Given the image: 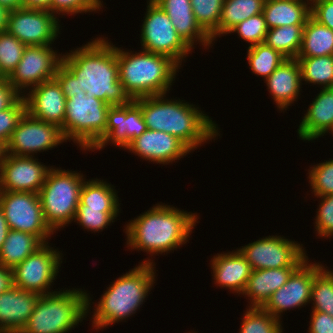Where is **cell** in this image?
Listing matches in <instances>:
<instances>
[{"instance_id":"obj_26","label":"cell","mask_w":333,"mask_h":333,"mask_svg":"<svg viewBox=\"0 0 333 333\" xmlns=\"http://www.w3.org/2000/svg\"><path fill=\"white\" fill-rule=\"evenodd\" d=\"M298 267L252 270L243 295L250 297V307L262 308L272 294L282 287Z\"/></svg>"},{"instance_id":"obj_21","label":"cell","mask_w":333,"mask_h":333,"mask_svg":"<svg viewBox=\"0 0 333 333\" xmlns=\"http://www.w3.org/2000/svg\"><path fill=\"white\" fill-rule=\"evenodd\" d=\"M39 294L12 285L0 294V333H20L35 309Z\"/></svg>"},{"instance_id":"obj_12","label":"cell","mask_w":333,"mask_h":333,"mask_svg":"<svg viewBox=\"0 0 333 333\" xmlns=\"http://www.w3.org/2000/svg\"><path fill=\"white\" fill-rule=\"evenodd\" d=\"M44 243L23 262L15 266L12 271V285L22 290L47 295L54 292L47 291L55 280L60 262V252Z\"/></svg>"},{"instance_id":"obj_39","label":"cell","mask_w":333,"mask_h":333,"mask_svg":"<svg viewBox=\"0 0 333 333\" xmlns=\"http://www.w3.org/2000/svg\"><path fill=\"white\" fill-rule=\"evenodd\" d=\"M117 213L119 209H86V206L79 202L74 221H78L85 229L97 232L114 222Z\"/></svg>"},{"instance_id":"obj_20","label":"cell","mask_w":333,"mask_h":333,"mask_svg":"<svg viewBox=\"0 0 333 333\" xmlns=\"http://www.w3.org/2000/svg\"><path fill=\"white\" fill-rule=\"evenodd\" d=\"M125 149L157 164H167L179 160L191 151L177 137L150 129L134 139Z\"/></svg>"},{"instance_id":"obj_35","label":"cell","mask_w":333,"mask_h":333,"mask_svg":"<svg viewBox=\"0 0 333 333\" xmlns=\"http://www.w3.org/2000/svg\"><path fill=\"white\" fill-rule=\"evenodd\" d=\"M247 53L250 69L253 73L260 75L265 79L287 59L281 53L274 50L272 47L267 46L265 43L249 46Z\"/></svg>"},{"instance_id":"obj_8","label":"cell","mask_w":333,"mask_h":333,"mask_svg":"<svg viewBox=\"0 0 333 333\" xmlns=\"http://www.w3.org/2000/svg\"><path fill=\"white\" fill-rule=\"evenodd\" d=\"M83 175L51 168L38 195L46 223L54 231L73 221L80 200Z\"/></svg>"},{"instance_id":"obj_30","label":"cell","mask_w":333,"mask_h":333,"mask_svg":"<svg viewBox=\"0 0 333 333\" xmlns=\"http://www.w3.org/2000/svg\"><path fill=\"white\" fill-rule=\"evenodd\" d=\"M265 0H224L218 28L210 35L211 40L221 34H228L238 23L263 13Z\"/></svg>"},{"instance_id":"obj_11","label":"cell","mask_w":333,"mask_h":333,"mask_svg":"<svg viewBox=\"0 0 333 333\" xmlns=\"http://www.w3.org/2000/svg\"><path fill=\"white\" fill-rule=\"evenodd\" d=\"M302 245L281 236L261 238L238 249L252 270L299 267L307 258Z\"/></svg>"},{"instance_id":"obj_10","label":"cell","mask_w":333,"mask_h":333,"mask_svg":"<svg viewBox=\"0 0 333 333\" xmlns=\"http://www.w3.org/2000/svg\"><path fill=\"white\" fill-rule=\"evenodd\" d=\"M0 208L11 230L33 234L48 243L54 231L44 219L38 193L0 191Z\"/></svg>"},{"instance_id":"obj_4","label":"cell","mask_w":333,"mask_h":333,"mask_svg":"<svg viewBox=\"0 0 333 333\" xmlns=\"http://www.w3.org/2000/svg\"><path fill=\"white\" fill-rule=\"evenodd\" d=\"M117 63L119 80L132 100L166 94L180 66L165 55L144 50L131 55L120 48Z\"/></svg>"},{"instance_id":"obj_3","label":"cell","mask_w":333,"mask_h":333,"mask_svg":"<svg viewBox=\"0 0 333 333\" xmlns=\"http://www.w3.org/2000/svg\"><path fill=\"white\" fill-rule=\"evenodd\" d=\"M197 219L190 212L158 204L126 225L127 244L149 254L168 253L187 242Z\"/></svg>"},{"instance_id":"obj_19","label":"cell","mask_w":333,"mask_h":333,"mask_svg":"<svg viewBox=\"0 0 333 333\" xmlns=\"http://www.w3.org/2000/svg\"><path fill=\"white\" fill-rule=\"evenodd\" d=\"M25 97L26 112L32 117L63 126L66 112V100L58 81L53 78L30 89Z\"/></svg>"},{"instance_id":"obj_7","label":"cell","mask_w":333,"mask_h":333,"mask_svg":"<svg viewBox=\"0 0 333 333\" xmlns=\"http://www.w3.org/2000/svg\"><path fill=\"white\" fill-rule=\"evenodd\" d=\"M110 106L86 93L68 98L61 127L65 139H73L84 150L95 148L105 138Z\"/></svg>"},{"instance_id":"obj_43","label":"cell","mask_w":333,"mask_h":333,"mask_svg":"<svg viewBox=\"0 0 333 333\" xmlns=\"http://www.w3.org/2000/svg\"><path fill=\"white\" fill-rule=\"evenodd\" d=\"M321 198V204L316 217V230L319 236L330 237L333 235V194Z\"/></svg>"},{"instance_id":"obj_5","label":"cell","mask_w":333,"mask_h":333,"mask_svg":"<svg viewBox=\"0 0 333 333\" xmlns=\"http://www.w3.org/2000/svg\"><path fill=\"white\" fill-rule=\"evenodd\" d=\"M153 266L144 260L109 286L94 309L93 327L101 330L136 313L155 283Z\"/></svg>"},{"instance_id":"obj_6","label":"cell","mask_w":333,"mask_h":333,"mask_svg":"<svg viewBox=\"0 0 333 333\" xmlns=\"http://www.w3.org/2000/svg\"><path fill=\"white\" fill-rule=\"evenodd\" d=\"M90 298L82 290H61L40 295L20 333H66L88 313Z\"/></svg>"},{"instance_id":"obj_32","label":"cell","mask_w":333,"mask_h":333,"mask_svg":"<svg viewBox=\"0 0 333 333\" xmlns=\"http://www.w3.org/2000/svg\"><path fill=\"white\" fill-rule=\"evenodd\" d=\"M79 202L86 209H118L119 201L111 184L103 180L84 181Z\"/></svg>"},{"instance_id":"obj_24","label":"cell","mask_w":333,"mask_h":333,"mask_svg":"<svg viewBox=\"0 0 333 333\" xmlns=\"http://www.w3.org/2000/svg\"><path fill=\"white\" fill-rule=\"evenodd\" d=\"M301 67L297 59H286L265 79L272 98L280 110L296 101L300 94Z\"/></svg>"},{"instance_id":"obj_29","label":"cell","mask_w":333,"mask_h":333,"mask_svg":"<svg viewBox=\"0 0 333 333\" xmlns=\"http://www.w3.org/2000/svg\"><path fill=\"white\" fill-rule=\"evenodd\" d=\"M326 55H333V30L310 15L303 27L302 45L297 57Z\"/></svg>"},{"instance_id":"obj_47","label":"cell","mask_w":333,"mask_h":333,"mask_svg":"<svg viewBox=\"0 0 333 333\" xmlns=\"http://www.w3.org/2000/svg\"><path fill=\"white\" fill-rule=\"evenodd\" d=\"M16 89L9 83L7 77L0 78V111L12 107L21 97Z\"/></svg>"},{"instance_id":"obj_40","label":"cell","mask_w":333,"mask_h":333,"mask_svg":"<svg viewBox=\"0 0 333 333\" xmlns=\"http://www.w3.org/2000/svg\"><path fill=\"white\" fill-rule=\"evenodd\" d=\"M231 32H237L239 37L251 44L249 46H253L264 43L268 27L265 17L263 13H261L238 23L229 31V33Z\"/></svg>"},{"instance_id":"obj_41","label":"cell","mask_w":333,"mask_h":333,"mask_svg":"<svg viewBox=\"0 0 333 333\" xmlns=\"http://www.w3.org/2000/svg\"><path fill=\"white\" fill-rule=\"evenodd\" d=\"M309 182L314 196L333 194V160L317 164L309 170Z\"/></svg>"},{"instance_id":"obj_25","label":"cell","mask_w":333,"mask_h":333,"mask_svg":"<svg viewBox=\"0 0 333 333\" xmlns=\"http://www.w3.org/2000/svg\"><path fill=\"white\" fill-rule=\"evenodd\" d=\"M211 262L215 283L237 294L243 293L252 269L239 250L218 254Z\"/></svg>"},{"instance_id":"obj_53","label":"cell","mask_w":333,"mask_h":333,"mask_svg":"<svg viewBox=\"0 0 333 333\" xmlns=\"http://www.w3.org/2000/svg\"><path fill=\"white\" fill-rule=\"evenodd\" d=\"M9 11L0 5V32L6 31Z\"/></svg>"},{"instance_id":"obj_46","label":"cell","mask_w":333,"mask_h":333,"mask_svg":"<svg viewBox=\"0 0 333 333\" xmlns=\"http://www.w3.org/2000/svg\"><path fill=\"white\" fill-rule=\"evenodd\" d=\"M310 15L333 30V0H310Z\"/></svg>"},{"instance_id":"obj_15","label":"cell","mask_w":333,"mask_h":333,"mask_svg":"<svg viewBox=\"0 0 333 333\" xmlns=\"http://www.w3.org/2000/svg\"><path fill=\"white\" fill-rule=\"evenodd\" d=\"M62 59L50 45L26 46L22 59L8 77L9 83L19 93H23L22 88H33L53 79Z\"/></svg>"},{"instance_id":"obj_44","label":"cell","mask_w":333,"mask_h":333,"mask_svg":"<svg viewBox=\"0 0 333 333\" xmlns=\"http://www.w3.org/2000/svg\"><path fill=\"white\" fill-rule=\"evenodd\" d=\"M101 6L100 0H52L51 13L77 14L100 10Z\"/></svg>"},{"instance_id":"obj_31","label":"cell","mask_w":333,"mask_h":333,"mask_svg":"<svg viewBox=\"0 0 333 333\" xmlns=\"http://www.w3.org/2000/svg\"><path fill=\"white\" fill-rule=\"evenodd\" d=\"M304 25H287L268 29L264 43L287 59H296L302 45Z\"/></svg>"},{"instance_id":"obj_28","label":"cell","mask_w":333,"mask_h":333,"mask_svg":"<svg viewBox=\"0 0 333 333\" xmlns=\"http://www.w3.org/2000/svg\"><path fill=\"white\" fill-rule=\"evenodd\" d=\"M43 244L33 234L10 229L0 250V266L12 270Z\"/></svg>"},{"instance_id":"obj_27","label":"cell","mask_w":333,"mask_h":333,"mask_svg":"<svg viewBox=\"0 0 333 333\" xmlns=\"http://www.w3.org/2000/svg\"><path fill=\"white\" fill-rule=\"evenodd\" d=\"M309 1L306 3L303 0H265L263 15L268 29L305 25L310 16Z\"/></svg>"},{"instance_id":"obj_1","label":"cell","mask_w":333,"mask_h":333,"mask_svg":"<svg viewBox=\"0 0 333 333\" xmlns=\"http://www.w3.org/2000/svg\"><path fill=\"white\" fill-rule=\"evenodd\" d=\"M63 55L62 63L78 78L80 89L114 106L132 101L119 80L117 47L104 38Z\"/></svg>"},{"instance_id":"obj_34","label":"cell","mask_w":333,"mask_h":333,"mask_svg":"<svg viewBox=\"0 0 333 333\" xmlns=\"http://www.w3.org/2000/svg\"><path fill=\"white\" fill-rule=\"evenodd\" d=\"M303 81L319 84L322 88L333 87V55L297 57Z\"/></svg>"},{"instance_id":"obj_22","label":"cell","mask_w":333,"mask_h":333,"mask_svg":"<svg viewBox=\"0 0 333 333\" xmlns=\"http://www.w3.org/2000/svg\"><path fill=\"white\" fill-rule=\"evenodd\" d=\"M153 1L165 11L176 32L191 48L194 45V41L197 42V40L205 47L212 44L210 36L196 21L190 0Z\"/></svg>"},{"instance_id":"obj_51","label":"cell","mask_w":333,"mask_h":333,"mask_svg":"<svg viewBox=\"0 0 333 333\" xmlns=\"http://www.w3.org/2000/svg\"><path fill=\"white\" fill-rule=\"evenodd\" d=\"M9 230H10V228H9L7 220L4 216L3 210L0 208V250H1L3 243L6 240Z\"/></svg>"},{"instance_id":"obj_54","label":"cell","mask_w":333,"mask_h":333,"mask_svg":"<svg viewBox=\"0 0 333 333\" xmlns=\"http://www.w3.org/2000/svg\"><path fill=\"white\" fill-rule=\"evenodd\" d=\"M6 156H7V146L5 143L0 141V167L5 161Z\"/></svg>"},{"instance_id":"obj_17","label":"cell","mask_w":333,"mask_h":333,"mask_svg":"<svg viewBox=\"0 0 333 333\" xmlns=\"http://www.w3.org/2000/svg\"><path fill=\"white\" fill-rule=\"evenodd\" d=\"M306 259L289 277L287 282L275 291L262 307L273 317L279 319L287 309L301 307L311 300L314 281V264ZM280 314V315H279Z\"/></svg>"},{"instance_id":"obj_13","label":"cell","mask_w":333,"mask_h":333,"mask_svg":"<svg viewBox=\"0 0 333 333\" xmlns=\"http://www.w3.org/2000/svg\"><path fill=\"white\" fill-rule=\"evenodd\" d=\"M55 16L49 10L22 7L9 11L6 30L26 46L50 45L60 33Z\"/></svg>"},{"instance_id":"obj_23","label":"cell","mask_w":333,"mask_h":333,"mask_svg":"<svg viewBox=\"0 0 333 333\" xmlns=\"http://www.w3.org/2000/svg\"><path fill=\"white\" fill-rule=\"evenodd\" d=\"M321 89L299 125L301 140L310 141L333 132V87Z\"/></svg>"},{"instance_id":"obj_38","label":"cell","mask_w":333,"mask_h":333,"mask_svg":"<svg viewBox=\"0 0 333 333\" xmlns=\"http://www.w3.org/2000/svg\"><path fill=\"white\" fill-rule=\"evenodd\" d=\"M200 27L210 36L217 28L224 0H190Z\"/></svg>"},{"instance_id":"obj_37","label":"cell","mask_w":333,"mask_h":333,"mask_svg":"<svg viewBox=\"0 0 333 333\" xmlns=\"http://www.w3.org/2000/svg\"><path fill=\"white\" fill-rule=\"evenodd\" d=\"M24 45L7 30L0 32V78L9 77L22 59Z\"/></svg>"},{"instance_id":"obj_18","label":"cell","mask_w":333,"mask_h":333,"mask_svg":"<svg viewBox=\"0 0 333 333\" xmlns=\"http://www.w3.org/2000/svg\"><path fill=\"white\" fill-rule=\"evenodd\" d=\"M146 130L141 108L134 100L125 105L110 106L105 138L94 149H102L109 141L120 148H126Z\"/></svg>"},{"instance_id":"obj_49","label":"cell","mask_w":333,"mask_h":333,"mask_svg":"<svg viewBox=\"0 0 333 333\" xmlns=\"http://www.w3.org/2000/svg\"><path fill=\"white\" fill-rule=\"evenodd\" d=\"M12 286L11 269L0 266V294Z\"/></svg>"},{"instance_id":"obj_52","label":"cell","mask_w":333,"mask_h":333,"mask_svg":"<svg viewBox=\"0 0 333 333\" xmlns=\"http://www.w3.org/2000/svg\"><path fill=\"white\" fill-rule=\"evenodd\" d=\"M0 5L8 11H13L23 7V0H0Z\"/></svg>"},{"instance_id":"obj_36","label":"cell","mask_w":333,"mask_h":333,"mask_svg":"<svg viewBox=\"0 0 333 333\" xmlns=\"http://www.w3.org/2000/svg\"><path fill=\"white\" fill-rule=\"evenodd\" d=\"M280 320L260 307H250L244 314L240 333H282Z\"/></svg>"},{"instance_id":"obj_9","label":"cell","mask_w":333,"mask_h":333,"mask_svg":"<svg viewBox=\"0 0 333 333\" xmlns=\"http://www.w3.org/2000/svg\"><path fill=\"white\" fill-rule=\"evenodd\" d=\"M147 13L141 29L143 50L172 58L181 65L191 48L176 32L165 11L153 0L148 1Z\"/></svg>"},{"instance_id":"obj_42","label":"cell","mask_w":333,"mask_h":333,"mask_svg":"<svg viewBox=\"0 0 333 333\" xmlns=\"http://www.w3.org/2000/svg\"><path fill=\"white\" fill-rule=\"evenodd\" d=\"M26 113V102L22 96L12 107L0 111V141L9 142L12 132L17 127L19 120Z\"/></svg>"},{"instance_id":"obj_48","label":"cell","mask_w":333,"mask_h":333,"mask_svg":"<svg viewBox=\"0 0 333 333\" xmlns=\"http://www.w3.org/2000/svg\"><path fill=\"white\" fill-rule=\"evenodd\" d=\"M309 333H333V317L327 313L312 311Z\"/></svg>"},{"instance_id":"obj_2","label":"cell","mask_w":333,"mask_h":333,"mask_svg":"<svg viewBox=\"0 0 333 333\" xmlns=\"http://www.w3.org/2000/svg\"><path fill=\"white\" fill-rule=\"evenodd\" d=\"M165 94L134 101L140 106L147 129L163 131L181 140L190 150L218 135L216 124L193 105L164 100Z\"/></svg>"},{"instance_id":"obj_14","label":"cell","mask_w":333,"mask_h":333,"mask_svg":"<svg viewBox=\"0 0 333 333\" xmlns=\"http://www.w3.org/2000/svg\"><path fill=\"white\" fill-rule=\"evenodd\" d=\"M66 141L59 126L46 123L25 113L7 143V154L30 156Z\"/></svg>"},{"instance_id":"obj_50","label":"cell","mask_w":333,"mask_h":333,"mask_svg":"<svg viewBox=\"0 0 333 333\" xmlns=\"http://www.w3.org/2000/svg\"><path fill=\"white\" fill-rule=\"evenodd\" d=\"M52 0H23V7L49 10L51 12Z\"/></svg>"},{"instance_id":"obj_16","label":"cell","mask_w":333,"mask_h":333,"mask_svg":"<svg viewBox=\"0 0 333 333\" xmlns=\"http://www.w3.org/2000/svg\"><path fill=\"white\" fill-rule=\"evenodd\" d=\"M49 167L30 156L7 154L0 167V191L39 193Z\"/></svg>"},{"instance_id":"obj_33","label":"cell","mask_w":333,"mask_h":333,"mask_svg":"<svg viewBox=\"0 0 333 333\" xmlns=\"http://www.w3.org/2000/svg\"><path fill=\"white\" fill-rule=\"evenodd\" d=\"M313 311L327 313L333 317V271L314 263V281L311 288Z\"/></svg>"},{"instance_id":"obj_45","label":"cell","mask_w":333,"mask_h":333,"mask_svg":"<svg viewBox=\"0 0 333 333\" xmlns=\"http://www.w3.org/2000/svg\"><path fill=\"white\" fill-rule=\"evenodd\" d=\"M54 78L58 81L67 99L76 94L86 93L80 89L78 78L63 63L59 66Z\"/></svg>"}]
</instances>
